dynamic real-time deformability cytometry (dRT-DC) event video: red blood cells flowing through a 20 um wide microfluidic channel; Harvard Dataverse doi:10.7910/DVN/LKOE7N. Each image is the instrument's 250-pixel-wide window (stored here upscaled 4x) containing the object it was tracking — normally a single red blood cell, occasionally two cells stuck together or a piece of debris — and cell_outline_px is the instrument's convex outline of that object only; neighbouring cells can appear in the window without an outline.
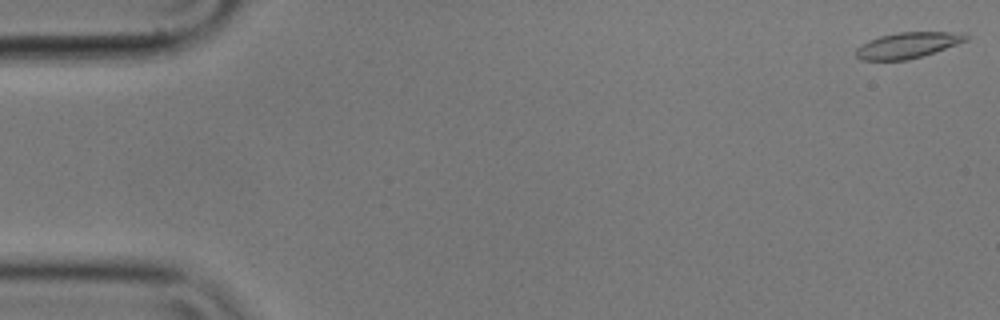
{"species": "common noctule bat (a hibernating species)", "species_latin": "Nyctalus noctula", "temperature_condition": "cold", "stored_images_in_passage": 56, "camera_frame_rate_fps": 3000, "um_per_image_px": 0.085, "animal": {"sex": "male", "body_mass_g": 17.9}, "frame": {"image": 1, "passage_image": 1, "time_ms": 0.0, "image_size_px": [1000, 320], "cell_outline_px": [[968, 40], [908, 60], [860, 60], [856, 56], [856, 48], [860, 44], [880, 36], [900, 32], [960, 32], [968, 36]], "centroid_in_image_um": [77.11, 3.84], "position_along_channel_um": 7.9, "area_um2": 16.3}}
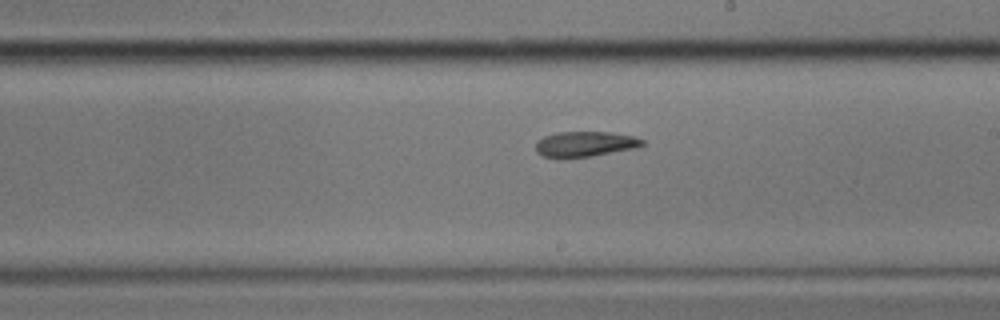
{"frame": {"image": 2, "passage_image": 32, "time_ms": 10.333, "image_size_px": [1000, 320], "cell_outline_px": [[644, 144], [636, 148], [592, 156], [544, 156], [536, 152], [536, 140], [544, 136], [556, 132], [608, 132], [632, 136], [644, 140]], "centroid_in_image_um": [49.73, 12.22], "position_along_channel_um": 239.3, "area_um2": 15.37}}
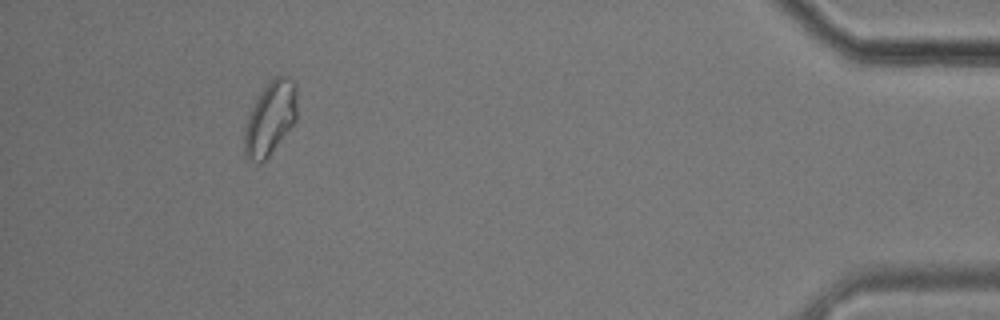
{"frame": {"image": 3, "passage_image": 52, "time_ms": 17.0, "image_size_px": [1000, 320], "cell_outline_px": [[296, 120], [268, 156], [264, 160], [248, 160], [244, 156], [244, 128], [252, 108], [256, 100], [264, 88], [276, 76], [288, 76], [296, 84]], "centroid_in_image_um": [22.97, 10.04], "position_along_channel_um": 412.2, "area_um2": 21.96}, "authors_computed_cell_mechanics": {"area_um2": 16.8487, "velocity_mm_per_s": 3.5267, "shape_relaxation_time_tau1_ms": null, "shape_relaxation_time_tau2_ms": 5.999, "deformation_change_tau1": null, "deformation_change_tau2": 0.1193}}